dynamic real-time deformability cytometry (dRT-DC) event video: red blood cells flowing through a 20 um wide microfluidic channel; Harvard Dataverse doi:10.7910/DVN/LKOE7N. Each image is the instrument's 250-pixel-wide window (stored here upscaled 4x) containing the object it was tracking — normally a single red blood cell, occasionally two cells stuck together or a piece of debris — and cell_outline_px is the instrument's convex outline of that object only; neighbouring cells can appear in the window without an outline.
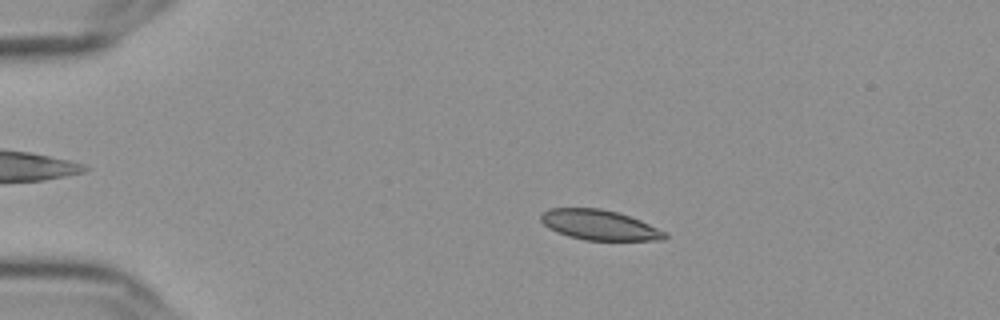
{"species": "Egyptian fruit bat (a non-hibernating species)", "species_latin": "Rousettus aegyptiacus", "temperature_condition": "cold", "stored_images_in_passage": 57, "camera_frame_rate_fps": 3000, "um_per_image_px": 0.085, "frame": {"image": 1, "passage_image": 12, "time_ms": 3.667, "image_size_px": [1000, 320], "cell_outline_px": [[668, 236], [664, 240], [584, 240], [568, 236], [556, 232], [548, 228], [540, 220], [540, 212], [548, 208], [600, 208], [616, 212], [640, 220], [668, 232]], "centroid_in_image_um": [50.93, 19.12], "position_along_channel_um": 34.1, "area_um2": 21.91}}
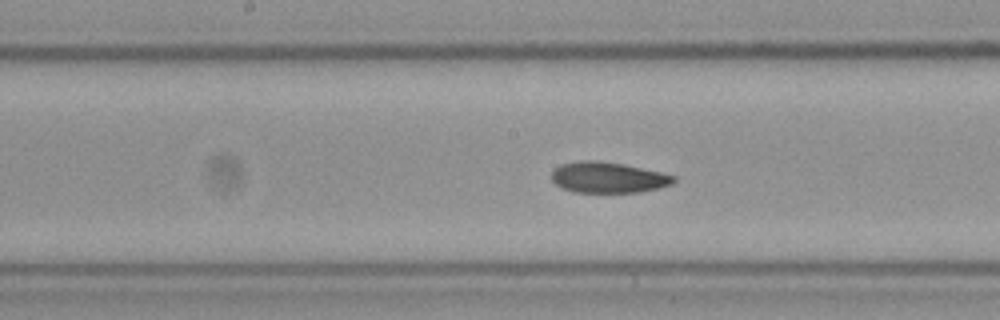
{"frame": {"image": 2, "passage_image": 30, "time_ms": 9.667, "image_size_px": [1000, 320], "cell_outline_px": [[676, 180], [672, 184], [660, 188], [640, 192], [572, 192], [560, 188], [552, 180], [552, 172], [560, 164], [580, 160], [600, 160], [624, 164], [660, 172], [676, 176]], "centroid_in_image_um": [51.68, 15.08], "position_along_channel_um": 196.5, "area_um2": 22.14}}
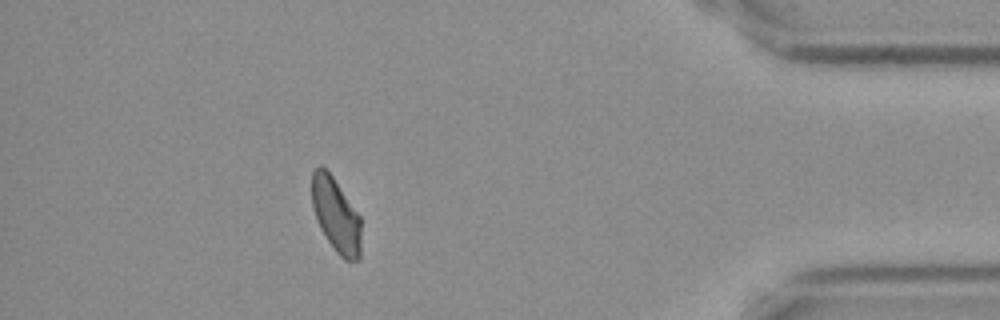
{"frame": {"image": 3, "passage_image": 51, "time_ms": 16.667, "image_size_px": [1000, 320], "cell_outline_px": [[360, 260], [344, 260], [336, 252], [320, 228], [316, 220], [312, 204], [312, 172], [320, 164], [332, 176], [360, 216]], "centroid_in_image_um": [28.55, 18.29], "position_along_channel_um": 406.7, "area_um2": 21.1}, "authors_computed_cell_mechanics": {"area_um2": 22.0796, "velocity_mm_per_s": 3.6072, "shape_relaxation_time_tau1_ms": null, "shape_relaxation_time_tau2_ms": 5.3507, "deformation_change_tau1": null, "deformation_change_tau2": 0.0937}}